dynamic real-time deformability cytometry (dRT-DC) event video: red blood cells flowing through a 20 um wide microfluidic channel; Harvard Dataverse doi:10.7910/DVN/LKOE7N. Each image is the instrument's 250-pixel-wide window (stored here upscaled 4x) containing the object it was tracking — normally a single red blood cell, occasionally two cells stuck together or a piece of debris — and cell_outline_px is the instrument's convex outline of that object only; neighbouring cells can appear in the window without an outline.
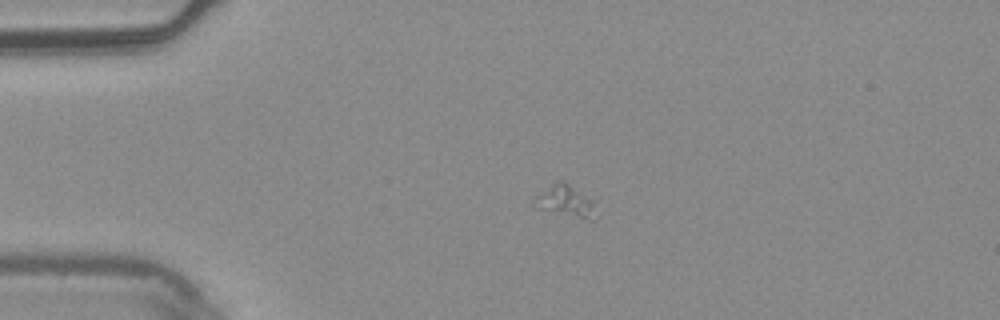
{"species": "common noctule bat (a hibernating species)", "species_latin": "Nyctalus noctula", "temperature_condition": "warm", "stored_images_in_passage": 5, "camera_frame_rate_fps": 3000, "um_per_image_px": 0.085, "animal": {"sex": "male", "body_mass_g": 20.4}, "frame": {"image": 1, "passage_image": 4, "time_ms": 1.0, "image_size_px": [1000, 320], "cell_outline_px": [[600, 212], [592, 220], [532, 208], [532, 196], [556, 180], [568, 184], [588, 200]], "centroid_in_image_um": [47.93, 17.12], "position_along_channel_um": 37.1, "area_um2": 11.27}}